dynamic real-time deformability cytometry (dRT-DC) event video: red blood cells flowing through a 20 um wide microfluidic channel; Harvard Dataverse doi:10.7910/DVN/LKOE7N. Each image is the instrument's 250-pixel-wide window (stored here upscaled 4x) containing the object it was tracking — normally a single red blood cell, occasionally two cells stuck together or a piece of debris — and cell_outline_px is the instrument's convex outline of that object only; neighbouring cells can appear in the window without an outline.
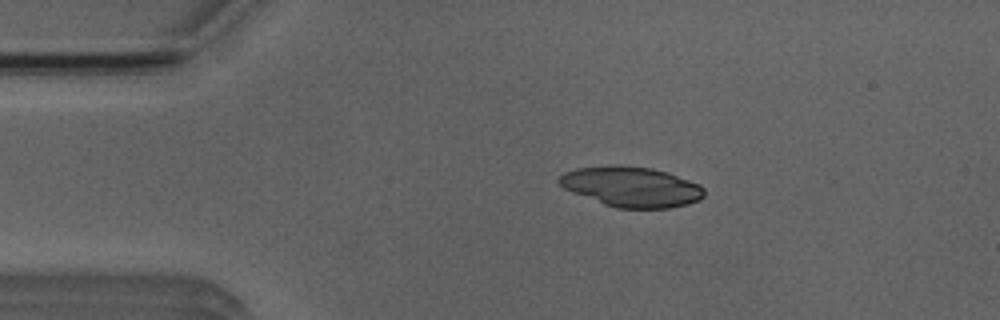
{"species": "Egyptian fruit bat (a non-hibernating species)", "species_latin": "Rousettus aegyptiacus", "temperature_condition": "room temperature", "stored_images_in_passage": 3, "camera_frame_rate_fps": 3000, "um_per_image_px": 0.085, "animal": {"sex": "male"}, "frame": {"image": 1, "passage_image": 2, "time_ms": 2.0, "image_size_px": [1000, 320], "cell_outline_px": [[704, 196], [700, 200], [688, 204], [668, 208], [616, 208], [604, 204], [572, 192], [564, 188], [556, 180], [564, 172], [576, 168], [616, 164], [620, 164], [652, 168], [668, 172], [700, 184], [704, 188]], "centroid_in_image_um": [53.68, 15.86], "position_along_channel_um": 31.3, "area_um2": 34.22}}